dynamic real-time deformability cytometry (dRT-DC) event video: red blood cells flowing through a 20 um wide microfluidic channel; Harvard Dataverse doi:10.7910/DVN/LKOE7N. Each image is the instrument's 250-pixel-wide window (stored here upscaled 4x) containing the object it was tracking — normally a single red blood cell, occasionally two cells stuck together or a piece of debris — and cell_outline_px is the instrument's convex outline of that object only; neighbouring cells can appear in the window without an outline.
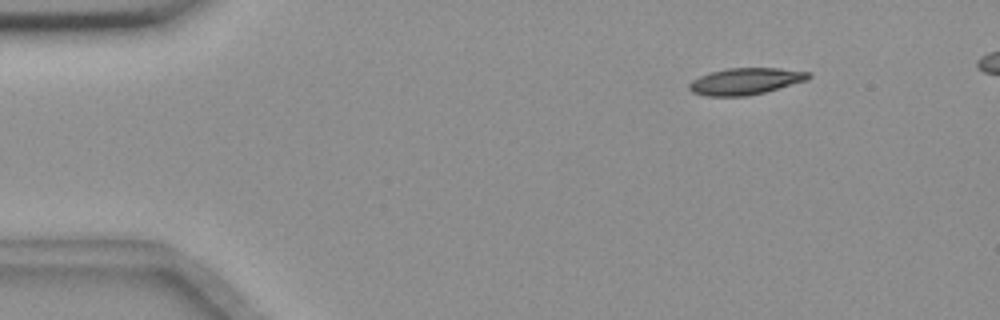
{"species": "common noctule bat (a hibernating species)", "species_latin": "Nyctalus noctula", "temperature_condition": "room temperature", "stored_images_in_passage": 5, "camera_frame_rate_fps": 3000, "um_per_image_px": 0.085, "animal": {"sex": "female", "body_mass_g": 18.4}, "frame": {"image": 1, "passage_image": 2, "time_ms": 1.0, "image_size_px": [1000, 320], "cell_outline_px": [[812, 76], [808, 80], [764, 92], [744, 96], [708, 96], [692, 92], [688, 88], [688, 84], [692, 80], [700, 76], [712, 72], [728, 68], [780, 68], [812, 72]], "centroid_in_image_um": [63.4, 6.9], "position_along_channel_um": 21.6, "area_um2": 18.5}}